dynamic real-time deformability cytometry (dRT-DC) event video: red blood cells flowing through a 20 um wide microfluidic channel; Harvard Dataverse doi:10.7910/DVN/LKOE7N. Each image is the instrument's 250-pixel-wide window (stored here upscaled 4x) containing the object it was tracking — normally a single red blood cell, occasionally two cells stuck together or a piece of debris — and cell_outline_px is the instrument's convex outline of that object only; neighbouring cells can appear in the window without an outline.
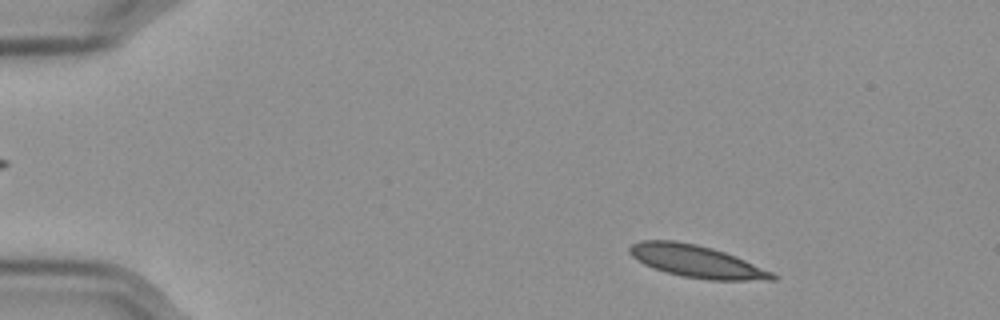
{"species": "Egyptian fruit bat (a non-hibernating species)", "species_latin": "Rousettus aegyptiacus", "temperature_condition": "cold", "stored_images_in_passage": 54, "camera_frame_rate_fps": 3000, "um_per_image_px": 0.085, "frame": {"image": 1, "passage_image": 5, "time_ms": 1.333, "image_size_px": [1000, 320], "cell_outline_px": [[780, 276], [776, 280], [708, 280], [684, 276], [664, 272], [652, 268], [636, 260], [628, 252], [628, 248], [632, 244], [640, 240], [676, 240], [696, 244], [712, 248], [736, 256], [772, 272]], "centroid_in_image_um": [59.19, 22.21], "position_along_channel_um": 25.8, "area_um2": 26.99}}
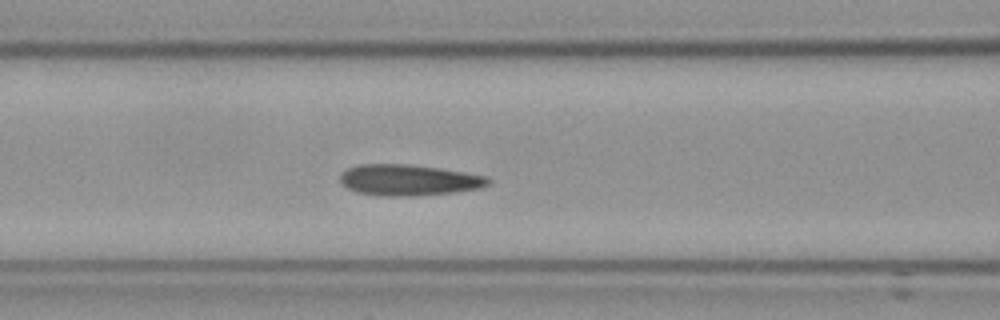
{"frame": {"image": 2, "passage_image": 21, "time_ms": 6.667, "image_size_px": [1000, 320], "cell_outline_px": [[492, 180], [488, 184], [480, 188], [452, 192], [412, 196], [380, 196], [356, 192], [340, 184], [340, 172], [348, 168], [360, 164], [408, 164], [440, 168], [488, 176]], "centroid_in_image_um": [34.71, 15.3], "position_along_channel_um": 131.9, "area_um2": 26.93}}
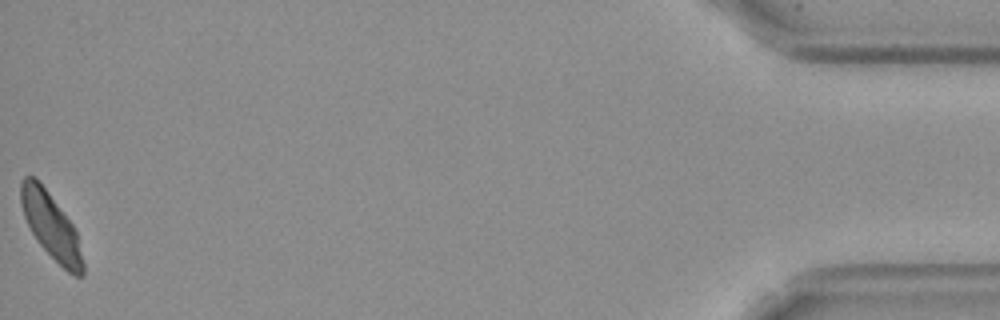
{"frame": {"image": 3, "passage_image": 54, "time_ms": 17.667, "image_size_px": [1000, 320], "cell_outline_px": [[84, 276], [72, 276], [40, 244], [32, 232], [24, 216], [20, 204], [20, 184], [24, 176], [32, 176], [48, 192], [72, 224], [76, 232], [84, 264]], "centroid_in_image_um": [4.33, 19.22], "position_along_channel_um": 430.9, "area_um2": 23.18}, "authors_computed_cell_mechanics": {"area_um2": 26.1545, "velocity_mm_per_s": 3.5326, "shape_relaxation_time_tau1_ms": null, "shape_relaxation_time_tau2_ms": 1.7288, "deformation_change_tau1": null, "deformation_change_tau2": 0.0529}}